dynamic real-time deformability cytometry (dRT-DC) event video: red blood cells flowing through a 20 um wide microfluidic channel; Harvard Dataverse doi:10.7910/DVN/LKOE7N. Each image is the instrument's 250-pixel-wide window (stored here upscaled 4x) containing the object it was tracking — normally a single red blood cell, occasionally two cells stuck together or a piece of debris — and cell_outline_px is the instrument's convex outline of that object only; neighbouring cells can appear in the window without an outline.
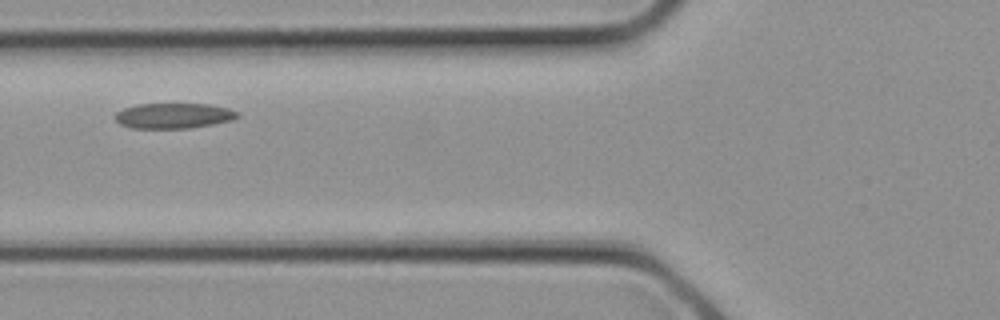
{"species": "common noctule bat (a hibernating species)", "species_latin": "Nyctalus noctula", "temperature_condition": "cold", "stored_images_in_passage": 9, "camera_frame_rate_fps": 3000, "um_per_image_px": 0.085, "animal": {"sex": "female", "body_mass_g": 21.9}, "frame": {"image": 1, "passage_image": 6, "time_ms": 1.667, "image_size_px": [1000, 320], "cell_outline_px": [[240, 116], [232, 120], [192, 128], [132, 128], [120, 124], [116, 120], [116, 112], [124, 108], [136, 104], [208, 104], [228, 108], [240, 112]], "centroid_in_image_um": [14.78, 9.83], "position_along_channel_um": 111.0, "area_um2": 18.09}}
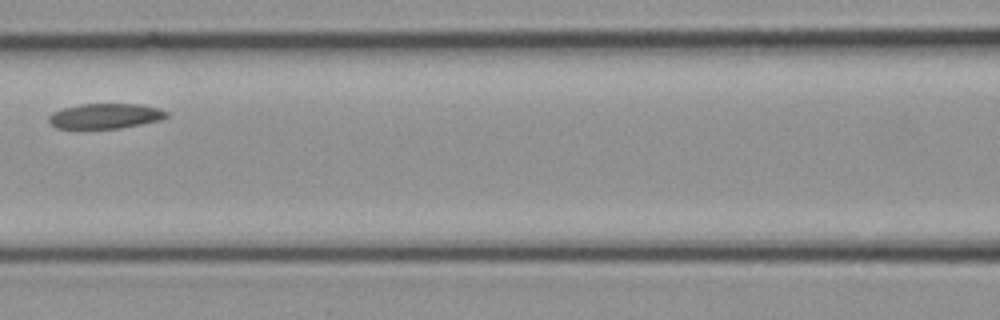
{"frame": {"image": 2, "passage_image": 8, "time_ms": 2.333, "image_size_px": [1000, 320], "cell_outline_px": [[168, 116], [160, 120], [120, 128], [56, 128], [48, 124], [48, 116], [52, 112], [64, 108], [80, 104], [140, 104], [160, 108], [168, 112]], "centroid_in_image_um": [8.93, 9.86], "position_along_channel_um": 157.7, "area_um2": 17.28}}